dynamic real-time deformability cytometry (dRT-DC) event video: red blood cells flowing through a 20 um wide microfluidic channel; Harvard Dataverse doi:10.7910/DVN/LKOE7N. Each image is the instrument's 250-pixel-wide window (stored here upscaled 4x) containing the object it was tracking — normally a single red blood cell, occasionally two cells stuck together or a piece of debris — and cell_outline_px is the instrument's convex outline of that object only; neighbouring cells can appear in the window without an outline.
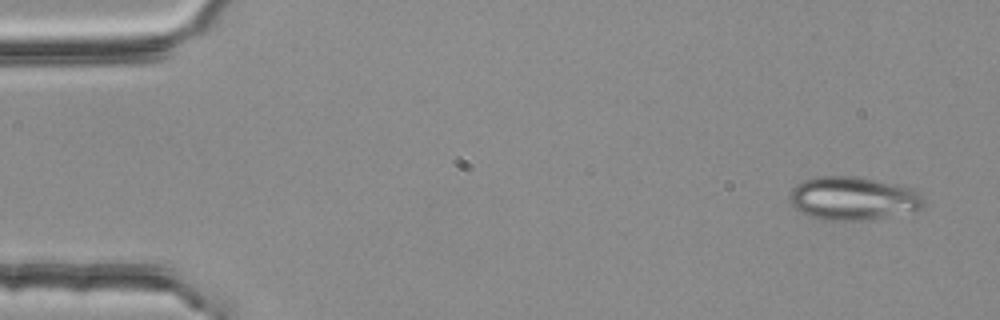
{"species": "common noctule bat (a hibernating species)", "species_latin": "Nyctalus noctula", "temperature_condition": "room temperature", "stored_images_in_passage": 53, "segment_of_instrument_passage": [1, 2], "camera_frame_rate_fps": 3000, "um_per_image_px": 0.085, "animal": {"sex": "female", "body_mass_g": 25.1}, "frame": {"image": 1, "passage_image": 2, "time_ms": 0.333, "image_size_px": [1000, 320], "cell_outline_px": [[924, 204], [920, 208], [912, 212], [868, 220], [824, 220], [808, 216], [792, 208], [788, 196], [788, 192], [796, 184], [804, 180], [816, 176], [852, 176], [872, 180], [908, 188], [916, 192], [924, 200]], "centroid_in_image_um": [72.4, 16.88], "position_along_channel_um": 12.6, "area_um2": 33.76}}